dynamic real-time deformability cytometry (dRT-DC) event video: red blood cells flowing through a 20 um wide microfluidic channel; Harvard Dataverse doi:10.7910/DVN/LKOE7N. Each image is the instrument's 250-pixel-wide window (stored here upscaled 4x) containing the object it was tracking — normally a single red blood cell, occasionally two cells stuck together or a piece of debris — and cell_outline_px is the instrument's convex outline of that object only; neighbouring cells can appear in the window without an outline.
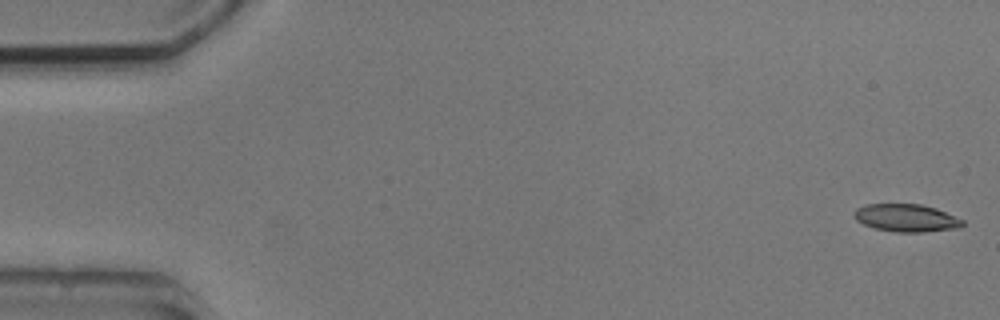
{"species": "common noctule bat (a hibernating species)", "species_latin": "Nyctalus noctula", "temperature_condition": "cold", "stored_images_in_passage": 5, "camera_frame_rate_fps": 3000, "um_per_image_px": 0.085, "animal": {"sex": "male", "body_mass_g": 20.5, "forearm_length_mm": 52.5}, "frame": {"image": 1, "passage_image": 1, "time_ms": 0.0, "image_size_px": [1000, 320], "cell_outline_px": [[964, 224], [960, 228], [924, 232], [896, 232], [872, 228], [856, 220], [852, 216], [852, 212], [856, 208], [868, 204], [920, 204], [936, 208], [964, 220]], "centroid_in_image_um": [77.01, 18.53], "position_along_channel_um": 8.0, "area_um2": 17.69}}
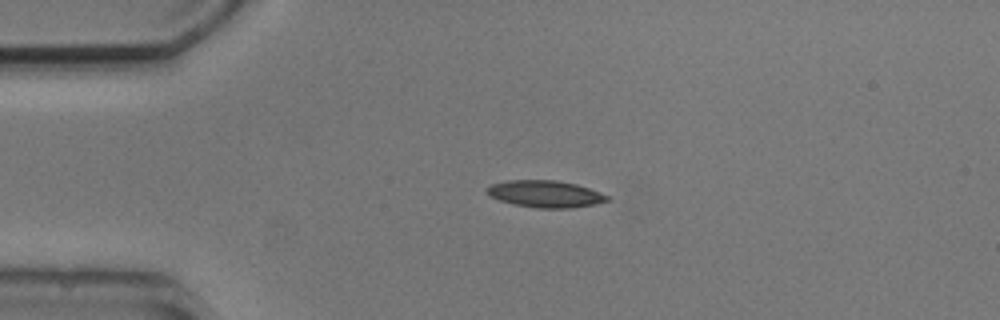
{"frame": {"image": 2, "passage_image": 4, "time_ms": 3.667, "image_size_px": [1000, 320], "cell_outline_px": [[612, 200], [596, 204], [572, 208], [536, 208], [516, 204], [500, 200], [488, 196], [484, 188], [492, 184], [508, 180], [556, 180], [576, 184], [600, 192], [608, 196]], "centroid_in_image_um": [46.35, 16.48], "position_along_channel_um": 38.6, "area_um2": 18.96}}